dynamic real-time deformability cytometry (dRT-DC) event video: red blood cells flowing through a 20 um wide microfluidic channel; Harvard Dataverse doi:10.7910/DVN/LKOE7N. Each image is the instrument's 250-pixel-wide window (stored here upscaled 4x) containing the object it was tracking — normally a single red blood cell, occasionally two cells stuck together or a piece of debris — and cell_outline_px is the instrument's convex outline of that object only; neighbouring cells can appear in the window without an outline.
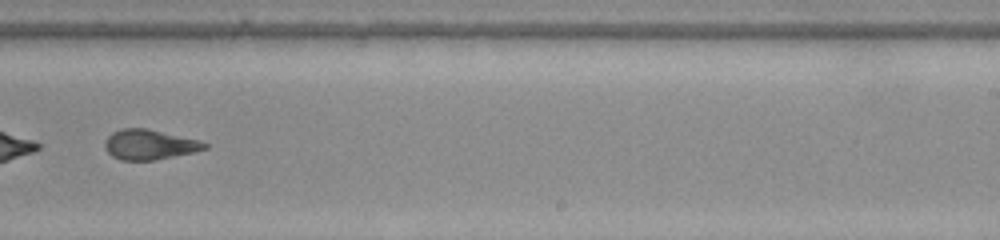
{"species": "common noctule bat (a hibernating species)", "species_latin": "Nyctalus noctula", "temperature_condition": "warm", "stored_images_in_passage": 50, "segment_of_instrument_passage": [2, 2], "camera_frame_rate_fps": 3000, "um_per_image_px": 0.085, "animal": {"sex": "female", "body_mass_g": 22.0, "forearm_length_mm": 56.7}, "frame": {"image": 1, "passage_image": 32, "time_ms": 10.333, "image_size_px": [1000, 240], "cell_outline_px": [[208, 148], [192, 152], [156, 160], [120, 160], [112, 156], [104, 148], [104, 140], [112, 132], [120, 128], [144, 128], [200, 140], [208, 144]], "centroid_in_image_um": [12.66, 12.29], "position_along_channel_um": 276.3, "area_um2": 17.46}}
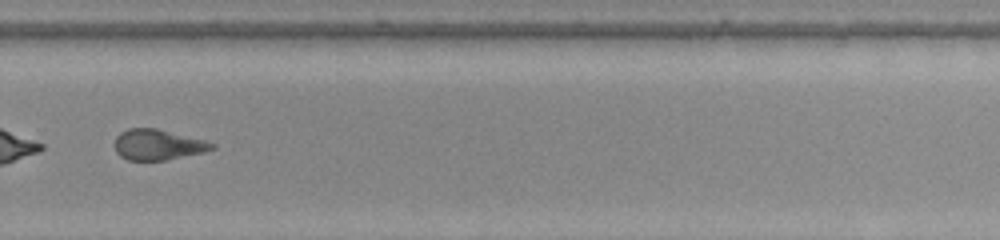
{"frame": {"image": 2, "passage_image": 35, "time_ms": 11.333, "image_size_px": [1000, 240], "cell_outline_px": [[216, 148], [204, 152], [164, 160], [128, 160], [120, 156], [116, 152], [112, 144], [116, 136], [120, 132], [128, 128], [156, 128], [204, 140], [216, 144]], "centroid_in_image_um": [13.37, 12.29], "position_along_channel_um": 316.4, "area_um2": 17.46}}
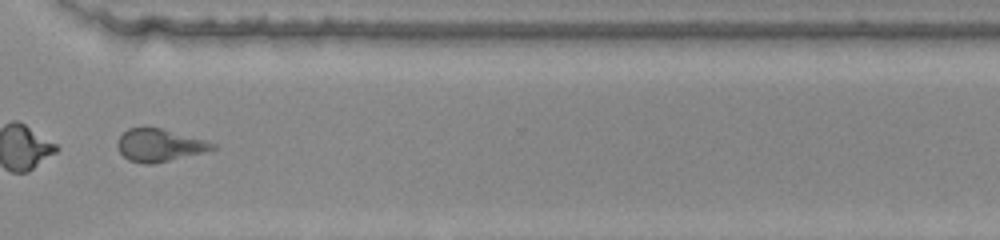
{"frame": {"image": 3, "passage_image": 38, "time_ms": 12.333, "image_size_px": [1000, 240], "cell_outline_px": [[216, 148], [204, 152], [152, 164], [144, 164], [128, 160], [120, 152], [116, 144], [116, 140], [128, 128], [160, 128], [204, 140], [216, 144]], "centroid_in_image_um": [13.51, 12.35], "position_along_channel_um": 357.1, "area_um2": 17.74}}